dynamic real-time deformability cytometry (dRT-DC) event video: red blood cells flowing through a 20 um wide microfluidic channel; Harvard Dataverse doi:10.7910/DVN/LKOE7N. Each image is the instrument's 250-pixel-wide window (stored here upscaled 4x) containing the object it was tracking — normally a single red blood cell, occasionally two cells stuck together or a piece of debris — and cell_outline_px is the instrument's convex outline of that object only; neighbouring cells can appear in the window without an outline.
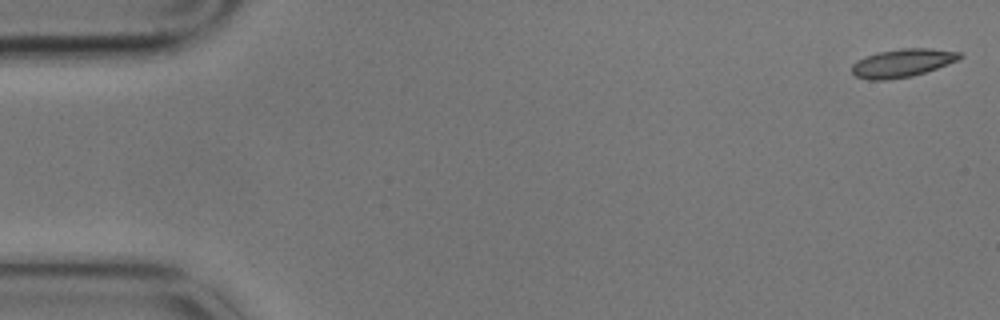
{"species": "common noctule bat (a hibernating species)", "species_latin": "Nyctalus noctula", "temperature_condition": "cold", "stored_images_in_passage": 5, "camera_frame_rate_fps": 3000, "um_per_image_px": 0.085, "animal": {"sex": "male", "body_mass_g": 17.9}, "frame": {"image": 1, "passage_image": 1, "time_ms": 0.0, "image_size_px": [1000, 320], "cell_outline_px": [[964, 56], [948, 64], [912, 76], [888, 80], [868, 80], [856, 76], [852, 72], [852, 64], [856, 60], [876, 52], [900, 48], [932, 48], [960, 52]], "centroid_in_image_um": [76.68, 5.34], "position_along_channel_um": 8.3, "area_um2": 17.8}}
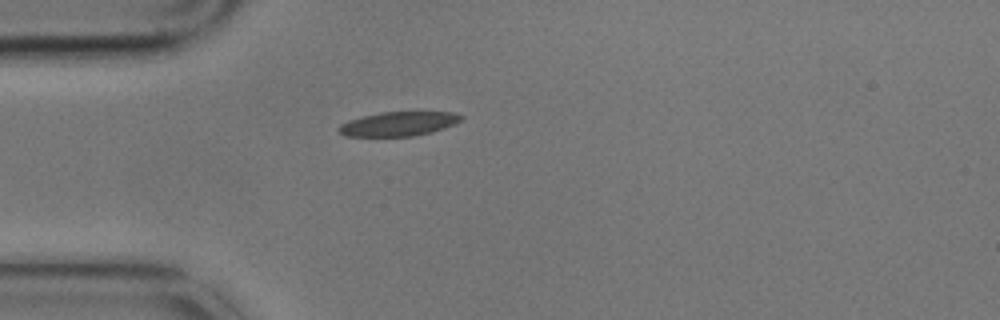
{"frame": {"image": 2, "passage_image": 5, "time_ms": 1.333, "image_size_px": [1000, 320], "cell_outline_px": [[464, 116], [460, 120], [444, 128], [432, 132], [412, 136], [344, 136], [340, 132], [340, 124], [348, 120], [360, 116], [380, 112], [452, 112]], "centroid_in_image_um": [33.85, 10.52], "position_along_channel_um": 51.2, "area_um2": 17.17}}